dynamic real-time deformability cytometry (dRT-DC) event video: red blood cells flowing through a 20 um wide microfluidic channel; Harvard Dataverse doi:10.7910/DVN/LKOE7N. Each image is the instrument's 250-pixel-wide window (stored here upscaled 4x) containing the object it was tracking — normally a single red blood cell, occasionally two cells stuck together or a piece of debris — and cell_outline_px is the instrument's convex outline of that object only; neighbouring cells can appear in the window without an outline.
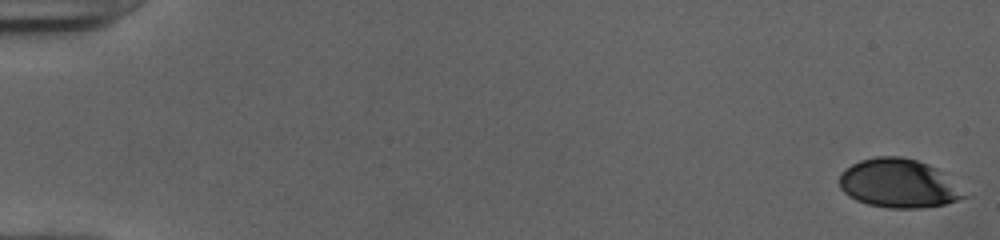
{"species": "human", "species_latin": "Homo sapiens", "temperature_condition": "cold", "stored_images_in_passage": 52, "camera_frame_rate_fps": 3000, "um_per_image_px": 0.085, "donor": {"sex": "female"}, "frame": {"image": 1, "passage_image": 1, "time_ms": 0.0, "image_size_px": [1000, 240], "cell_outline_px": [[972, 196], [944, 204], [920, 208], [888, 208], [868, 204], [856, 200], [848, 196], [840, 188], [840, 176], [852, 164], [860, 160], [876, 156], [900, 156], [916, 160], [928, 164], [936, 168]], "centroid_in_image_um": [76.42, 15.6], "position_along_channel_um": 8.6, "area_um2": 35.43}}
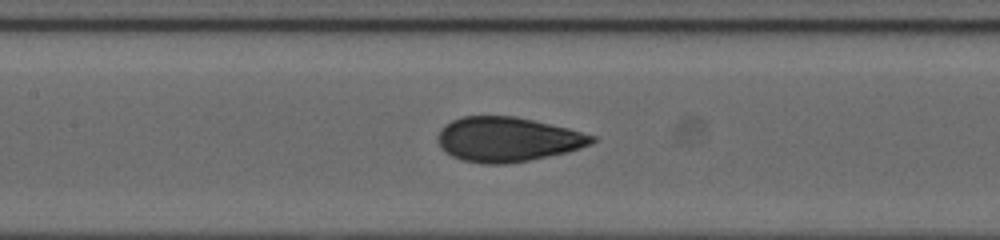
{"frame": {"image": 2, "passage_image": 26, "time_ms": 8.333, "image_size_px": [1000, 240], "cell_outline_px": [[596, 140], [592, 144], [568, 152], [528, 160], [504, 164], [484, 164], [460, 160], [444, 152], [440, 148], [436, 140], [436, 136], [440, 128], [444, 124], [452, 120], [464, 116], [516, 116], [568, 128], [596, 136]], "centroid_in_image_um": [43.09, 11.85], "position_along_channel_um": 164.3, "area_um2": 40.4}}
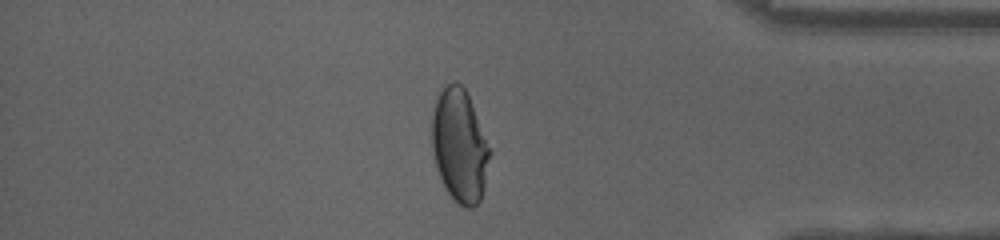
{"frame": {"image": 3, "passage_image": 45, "time_ms": 14.667, "image_size_px": [1000, 240], "cell_outline_px": [[492, 152], [484, 188], [480, 200], [472, 208], [468, 208], [456, 204], [452, 200], [444, 188], [436, 168], [432, 148], [432, 116], [436, 100], [440, 92], [448, 84], [456, 80], [464, 88], [468, 96]], "centroid_in_image_um": [39.07, 12.45], "position_along_channel_um": 396.1, "area_um2": 38.26}, "authors_computed_cell_mechanics": {"area_um2": 38.8705, "velocity_mm_per_s": 4.0053, "shape_relaxation_time_tau1_ms": 4.8859, "shape_relaxation_time_tau2_ms": 0.6894, "deformation_change_tau1": 0.2061, "deformation_change_tau2": 0.0473}}